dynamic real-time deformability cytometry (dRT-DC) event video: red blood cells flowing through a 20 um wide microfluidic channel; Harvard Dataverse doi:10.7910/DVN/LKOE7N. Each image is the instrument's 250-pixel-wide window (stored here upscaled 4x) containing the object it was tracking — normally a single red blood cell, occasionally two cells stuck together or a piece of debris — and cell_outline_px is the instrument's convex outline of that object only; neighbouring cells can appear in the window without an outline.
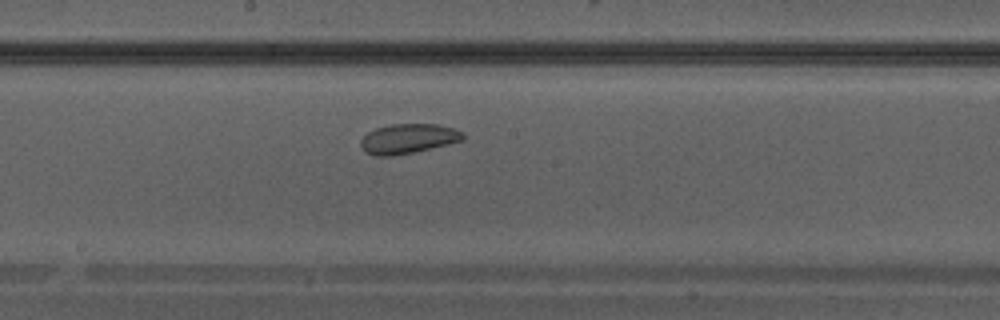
{"species": "Egyptian fruit bat (a non-hibernating species)", "species_latin": "Rousettus aegyptiacus", "temperature_condition": "warm", "stored_images_in_passage": 27, "camera_frame_rate_fps": 3000, "um_per_image_px": 0.085, "animal": {"sex": "male"}, "frame": {"image": 1, "passage_image": 12, "time_ms": 3.667, "image_size_px": [1000, 320], "cell_outline_px": [[464, 140], [448, 144], [412, 152], [392, 156], [376, 156], [364, 152], [360, 144], [360, 140], [368, 132], [376, 128], [392, 124], [436, 124], [452, 128], [464, 132]], "centroid_in_image_um": [34.67, 11.79], "position_along_channel_um": 213.5, "area_um2": 17.63}}